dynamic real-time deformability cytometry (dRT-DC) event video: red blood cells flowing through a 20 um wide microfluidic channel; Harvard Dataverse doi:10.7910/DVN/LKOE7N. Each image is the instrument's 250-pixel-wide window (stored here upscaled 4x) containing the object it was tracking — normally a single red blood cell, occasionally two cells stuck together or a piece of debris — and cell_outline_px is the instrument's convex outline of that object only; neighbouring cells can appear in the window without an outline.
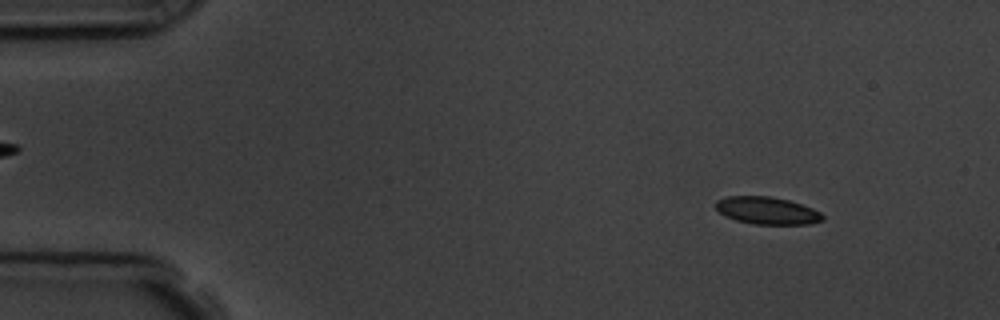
{"species": "common noctule bat (a hibernating species)", "species_latin": "Nyctalus noctula", "temperature_condition": "room temperature", "stored_images_in_passage": 4, "camera_frame_rate_fps": 3000, "um_per_image_px": 0.085, "animal": {"sex": "male", "body_mass_g": 19.5, "forearm_length_mm": 54.6}, "frame": {"image": 1, "passage_image": 1, "time_ms": 0.0, "image_size_px": [1000, 320], "cell_outline_px": [[824, 220], [808, 224], [752, 224], [736, 220], [724, 216], [716, 208], [716, 200], [728, 196], [772, 196], [788, 200], [812, 208], [820, 212], [824, 216]], "centroid_in_image_um": [65.19, 17.9], "position_along_channel_um": 19.8, "area_um2": 17.05}}
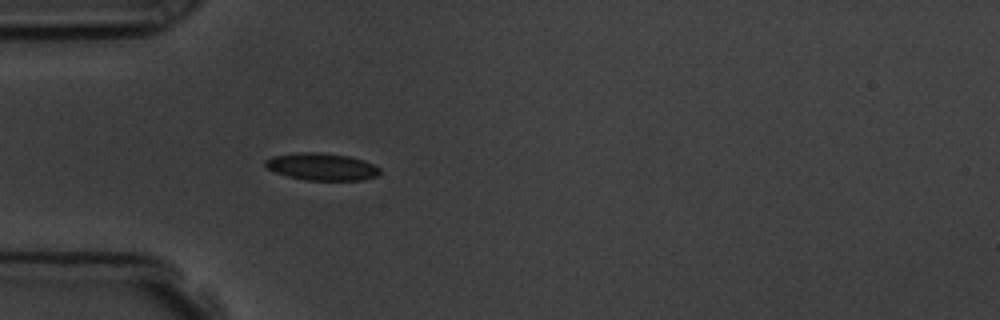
{"frame": {"image": 2, "passage_image": 4, "time_ms": 3.333, "image_size_px": [1000, 320], "cell_outline_px": [[380, 172], [376, 176], [364, 180], [304, 180], [288, 176], [276, 172], [268, 168], [264, 164], [264, 160], [272, 156], [296, 152], [320, 152], [348, 156], [364, 160], [380, 168]], "centroid_in_image_um": [27.34, 14.16], "position_along_channel_um": 57.7, "area_um2": 18.21}}